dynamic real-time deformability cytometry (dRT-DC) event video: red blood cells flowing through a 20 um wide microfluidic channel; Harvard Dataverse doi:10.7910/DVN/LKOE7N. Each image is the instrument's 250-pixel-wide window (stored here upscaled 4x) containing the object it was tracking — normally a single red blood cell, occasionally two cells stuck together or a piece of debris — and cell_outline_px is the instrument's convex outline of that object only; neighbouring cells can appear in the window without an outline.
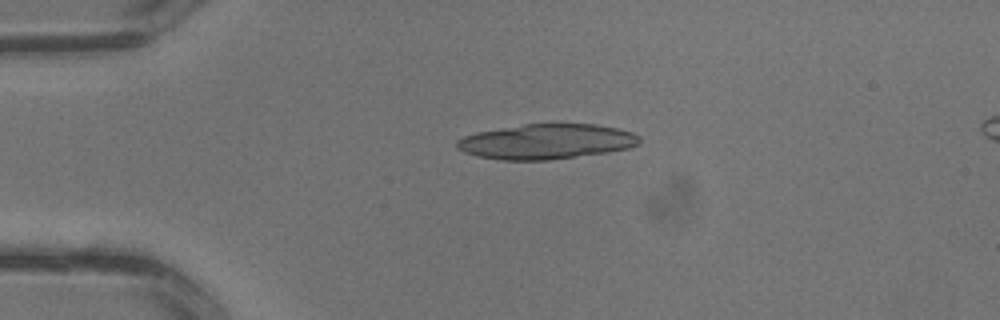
{"species": "common noctule bat (a hibernating species)", "species_latin": "Nyctalus noctula", "temperature_condition": "warm", "stored_images_in_passage": 1, "camera_frame_rate_fps": 3000, "um_per_image_px": 0.085, "animal": {"sex": "male", "body_mass_g": 13.3}, "frame": {"image": 1, "passage_image": 1, "time_ms": 0.0, "image_size_px": [1000, 320], "cell_outline_px": [[640, 140], [636, 144], [628, 148], [608, 152], [548, 160], [500, 160], [480, 156], [464, 152], [456, 148], [456, 140], [464, 136], [476, 132], [524, 124], [552, 120], [596, 124], [616, 128], [632, 132], [640, 136]], "centroid_in_image_um": [46.45, 11.99], "position_along_channel_um": 38.6, "area_um2": 38.21}}